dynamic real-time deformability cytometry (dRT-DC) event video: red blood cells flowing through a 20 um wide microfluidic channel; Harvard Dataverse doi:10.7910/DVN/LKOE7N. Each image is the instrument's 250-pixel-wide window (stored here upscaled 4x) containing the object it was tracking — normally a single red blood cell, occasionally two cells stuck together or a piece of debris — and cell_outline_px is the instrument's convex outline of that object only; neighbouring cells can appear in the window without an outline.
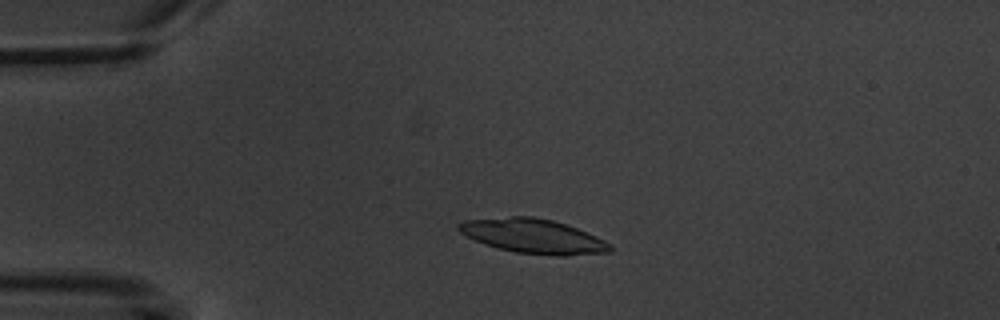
{"species": "common noctule bat (a hibernating species)", "species_latin": "Nyctalus noctula", "temperature_condition": "warm", "stored_images_in_passage": 4, "camera_frame_rate_fps": 3000, "um_per_image_px": 0.085, "animal": {"sex": "male", "body_mass_g": 20.1, "forearm_length_mm": 53.5}, "frame": {"image": 1, "passage_image": 3, "time_ms": 2.333, "image_size_px": [1000, 320], "cell_outline_px": [[612, 252], [568, 256], [552, 256], [516, 252], [484, 244], [460, 232], [456, 228], [456, 224], [464, 220], [512, 216], [536, 216], [552, 220], [576, 228], [596, 236], [612, 244]], "centroid_in_image_um": [45.34, 20.07], "position_along_channel_um": 39.7, "area_um2": 30.46}}